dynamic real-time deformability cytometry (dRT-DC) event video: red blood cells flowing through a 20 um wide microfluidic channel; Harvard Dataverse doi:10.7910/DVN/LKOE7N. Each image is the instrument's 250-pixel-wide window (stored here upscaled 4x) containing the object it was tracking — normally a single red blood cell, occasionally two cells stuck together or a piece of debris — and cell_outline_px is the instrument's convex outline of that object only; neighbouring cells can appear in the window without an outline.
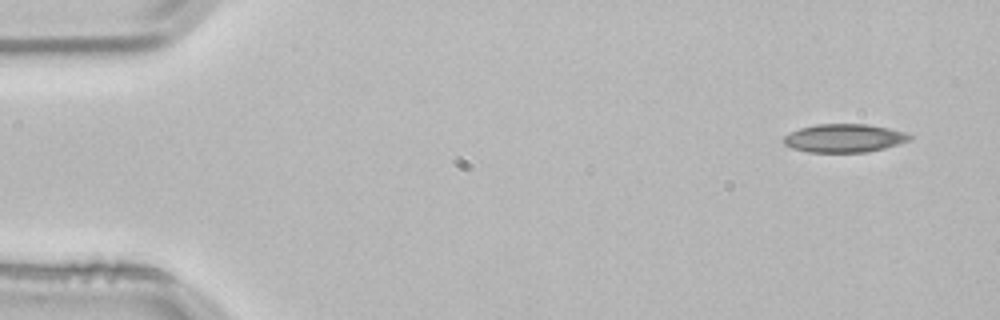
{"species": "common noctule bat (a hibernating species)", "species_latin": "Nyctalus noctula", "temperature_condition": "room temperature", "stored_images_in_passage": 3, "camera_frame_rate_fps": 3000, "um_per_image_px": 0.085, "animal": {"sex": "male", "body_mass_g": 21.5, "forearm_length_mm": 52.0}, "frame": {"image": 1, "passage_image": 1, "time_ms": 0.0, "image_size_px": [1000, 320], "cell_outline_px": [[912, 136], [908, 140], [884, 148], [868, 152], [808, 152], [792, 148], [784, 144], [784, 136], [800, 128], [816, 124], [868, 124], [888, 128], [904, 132]], "centroid_in_image_um": [71.73, 11.74], "position_along_channel_um": 13.3, "area_um2": 20.58}}